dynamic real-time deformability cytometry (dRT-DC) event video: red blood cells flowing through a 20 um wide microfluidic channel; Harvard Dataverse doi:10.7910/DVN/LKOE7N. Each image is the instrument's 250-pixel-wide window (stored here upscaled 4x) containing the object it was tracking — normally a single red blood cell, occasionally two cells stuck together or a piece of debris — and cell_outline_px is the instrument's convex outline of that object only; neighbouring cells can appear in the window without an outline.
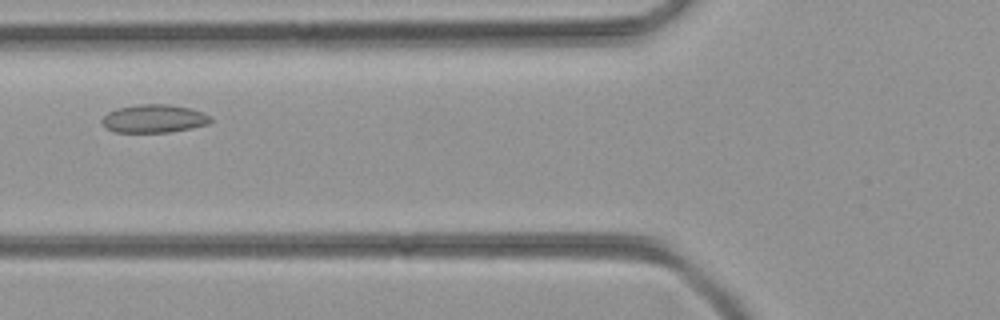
{"species": "common noctule bat (a hibernating species)", "species_latin": "Nyctalus noctula", "temperature_condition": "room temperature", "stored_images_in_passage": 31, "camera_frame_rate_fps": 3000, "um_per_image_px": 0.085, "animal": {"sex": "female", "body_mass_g": 21.9}, "frame": {"image": 1, "passage_image": 5, "time_ms": 1.333, "image_size_px": [1000, 320], "cell_outline_px": [[212, 120], [208, 124], [192, 128], [168, 132], [116, 132], [104, 128], [100, 120], [108, 112], [116, 108], [140, 104], [168, 104], [192, 108], [212, 116]], "centroid_in_image_um": [13.08, 10.08], "position_along_channel_um": 112.7, "area_um2": 18.03}}
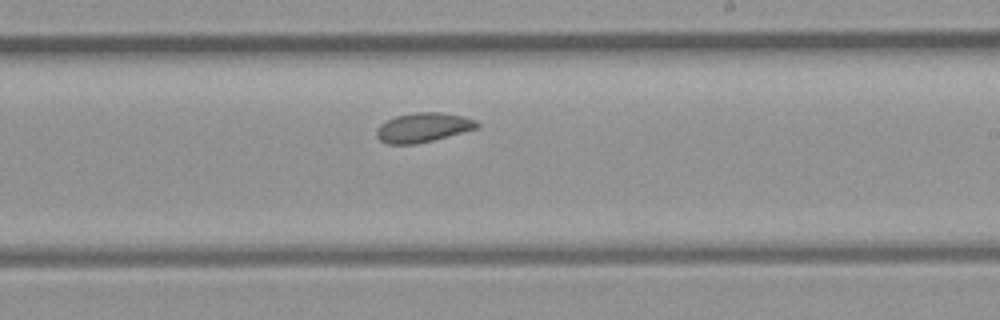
{"frame": {"image": 2, "passage_image": 15, "time_ms": 4.667, "image_size_px": [1000, 320], "cell_outline_px": [[480, 124], [476, 128], [432, 140], [416, 144], [388, 144], [380, 140], [376, 136], [376, 128], [380, 124], [396, 116], [416, 112], [444, 112], [464, 116], [476, 120]], "centroid_in_image_um": [35.94, 10.82], "position_along_channel_um": 253.1, "area_um2": 17.11}}
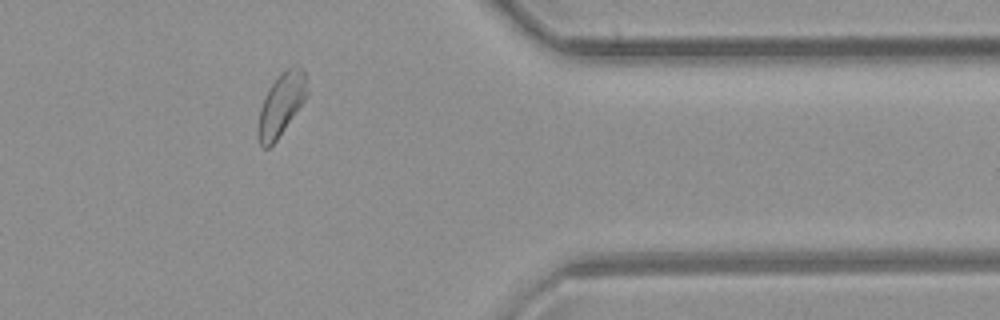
{"frame": {"image": 3, "passage_image": 26, "time_ms": 8.333, "image_size_px": [1000, 320], "cell_outline_px": [[308, 96], [276, 140], [268, 148], [264, 148], [260, 144], [256, 132], [260, 108], [268, 88], [276, 76], [284, 68], [300, 64], [304, 68], [308, 80]], "centroid_in_image_um": [23.93, 8.79], "position_along_channel_um": 387.5, "area_um2": 18.38}}